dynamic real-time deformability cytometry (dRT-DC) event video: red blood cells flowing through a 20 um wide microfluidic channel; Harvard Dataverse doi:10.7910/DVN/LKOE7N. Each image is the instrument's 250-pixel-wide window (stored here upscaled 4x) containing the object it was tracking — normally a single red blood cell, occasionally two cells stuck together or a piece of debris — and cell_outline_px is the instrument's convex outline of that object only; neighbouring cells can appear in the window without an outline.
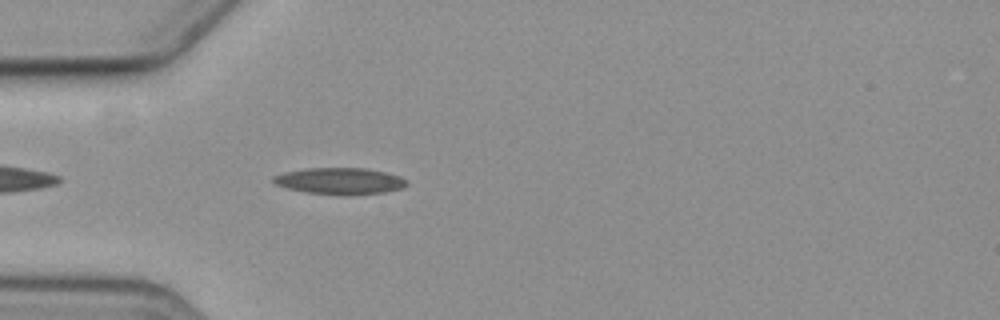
{"species": "common noctule bat (a hibernating species)", "species_latin": "Nyctalus noctula", "temperature_condition": "cold", "stored_images_in_passage": 4, "camera_frame_rate_fps": 3000, "um_per_image_px": 0.085, "animal": {"sex": "female", "body_mass_g": 19.3, "forearm_length_mm": 54.1}, "frame": {"image": 1, "passage_image": 4, "time_ms": 3.333, "image_size_px": [1000, 320], "cell_outline_px": [[408, 184], [404, 188], [384, 192], [348, 196], [340, 196], [304, 192], [288, 188], [276, 184], [272, 180], [272, 176], [284, 172], [308, 168], [364, 168], [384, 172], [400, 176], [408, 180]], "centroid_in_image_um": [28.91, 15.4], "position_along_channel_um": 56.1, "area_um2": 20.92}}